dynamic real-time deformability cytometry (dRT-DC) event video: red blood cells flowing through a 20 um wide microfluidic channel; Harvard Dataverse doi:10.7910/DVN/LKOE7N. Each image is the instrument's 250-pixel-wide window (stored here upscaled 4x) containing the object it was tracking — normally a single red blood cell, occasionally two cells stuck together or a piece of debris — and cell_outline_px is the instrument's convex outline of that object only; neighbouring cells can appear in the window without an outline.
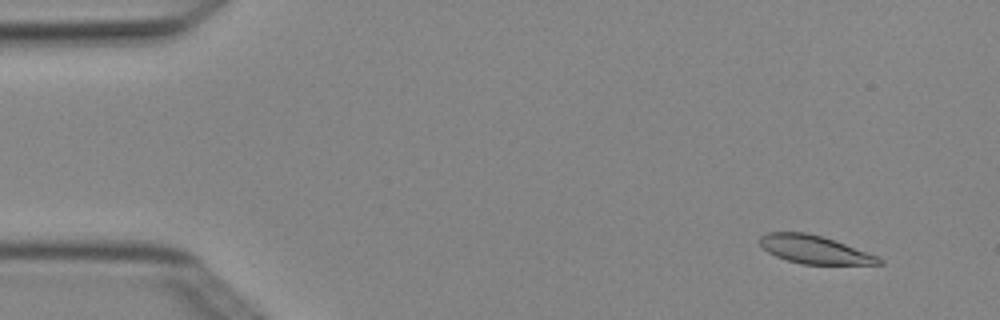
{"species": "Egyptian fruit bat (a non-hibernating species)", "species_latin": "Rousettus aegyptiacus", "temperature_condition": "cold", "stored_images_in_passage": 5, "camera_frame_rate_fps": 3000, "um_per_image_px": 0.085, "animal": {"sex": "female"}, "frame": {"image": 1, "passage_image": 1, "time_ms": 0.0, "image_size_px": [1000, 320], "cell_outline_px": [[884, 264], [804, 264], [788, 260], [776, 256], [768, 252], [760, 244], [760, 236], [768, 232], [808, 232], [844, 244], [876, 256], [884, 260]], "centroid_in_image_um": [69.2, 21.21], "position_along_channel_um": 15.8, "area_um2": 19.07}}
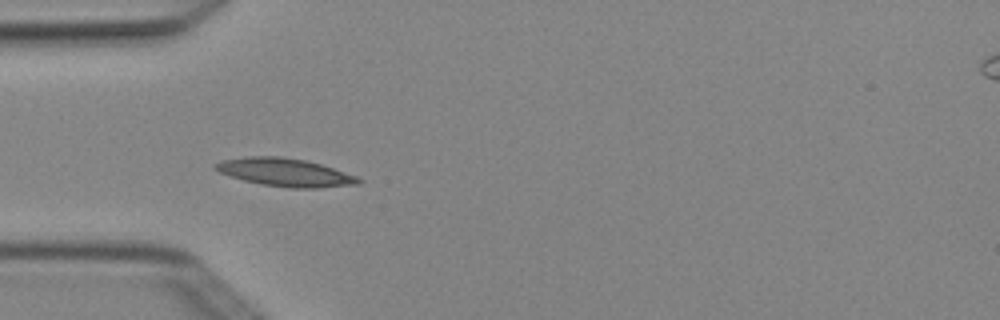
{"frame": {"image": 2, "passage_image": 4, "time_ms": 1.0, "image_size_px": [1000, 320], "cell_outline_px": [[364, 180], [360, 184], [316, 188], [288, 188], [260, 184], [244, 180], [220, 172], [212, 168], [212, 164], [220, 160], [248, 156], [280, 156], [304, 160], [320, 164], [356, 176]], "centroid_in_image_um": [24.2, 14.65], "position_along_channel_um": 60.8, "area_um2": 23.41}}
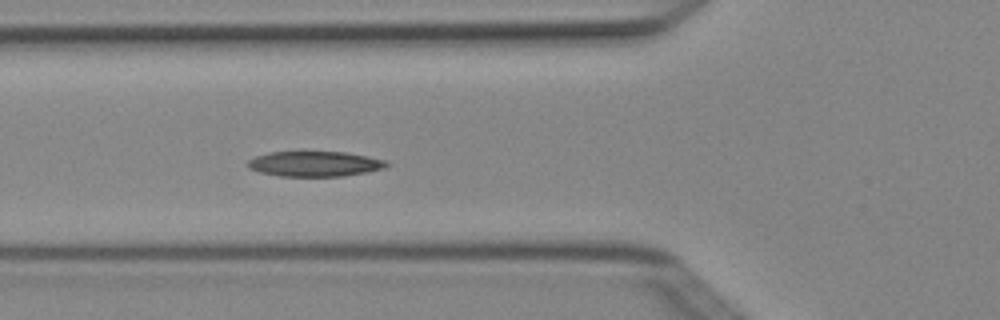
{"frame": {"image": 3, "passage_image": 5, "time_ms": 1.333, "image_size_px": [1000, 320], "cell_outline_px": [[388, 164], [384, 168], [368, 172], [344, 176], [280, 176], [260, 172], [248, 168], [248, 160], [256, 156], [268, 152], [344, 152], [368, 156], [384, 160]], "centroid_in_image_um": [26.74, 13.93], "position_along_channel_um": 99.1, "area_um2": 20.29}}